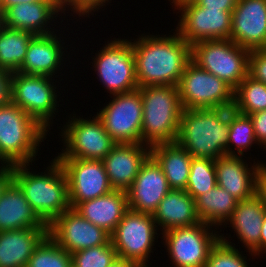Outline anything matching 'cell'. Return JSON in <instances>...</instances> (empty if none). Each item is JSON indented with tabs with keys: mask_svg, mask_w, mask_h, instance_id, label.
Returning <instances> with one entry per match:
<instances>
[{
	"mask_svg": "<svg viewBox=\"0 0 266 267\" xmlns=\"http://www.w3.org/2000/svg\"><path fill=\"white\" fill-rule=\"evenodd\" d=\"M132 41L138 88L179 84L186 65L191 61V45L176 30L168 37L166 34L142 33Z\"/></svg>",
	"mask_w": 266,
	"mask_h": 267,
	"instance_id": "6da1fadb",
	"label": "cell"
},
{
	"mask_svg": "<svg viewBox=\"0 0 266 267\" xmlns=\"http://www.w3.org/2000/svg\"><path fill=\"white\" fill-rule=\"evenodd\" d=\"M50 162L44 173L30 172L32 167L29 163L13 165V180L22 189L32 209L48 226L71 208L66 174L56 158Z\"/></svg>",
	"mask_w": 266,
	"mask_h": 267,
	"instance_id": "7a4b0ae2",
	"label": "cell"
},
{
	"mask_svg": "<svg viewBox=\"0 0 266 267\" xmlns=\"http://www.w3.org/2000/svg\"><path fill=\"white\" fill-rule=\"evenodd\" d=\"M232 109H183L176 142L195 158L216 160L226 155Z\"/></svg>",
	"mask_w": 266,
	"mask_h": 267,
	"instance_id": "3957f363",
	"label": "cell"
},
{
	"mask_svg": "<svg viewBox=\"0 0 266 267\" xmlns=\"http://www.w3.org/2000/svg\"><path fill=\"white\" fill-rule=\"evenodd\" d=\"M142 96V139L149 147L176 142L183 111L178 86L139 87Z\"/></svg>",
	"mask_w": 266,
	"mask_h": 267,
	"instance_id": "277c9868",
	"label": "cell"
},
{
	"mask_svg": "<svg viewBox=\"0 0 266 267\" xmlns=\"http://www.w3.org/2000/svg\"><path fill=\"white\" fill-rule=\"evenodd\" d=\"M47 135L48 131L18 105L0 106L1 165H33Z\"/></svg>",
	"mask_w": 266,
	"mask_h": 267,
	"instance_id": "5b68a950",
	"label": "cell"
},
{
	"mask_svg": "<svg viewBox=\"0 0 266 267\" xmlns=\"http://www.w3.org/2000/svg\"><path fill=\"white\" fill-rule=\"evenodd\" d=\"M250 52L230 39L202 40L191 46V60L235 90L249 74Z\"/></svg>",
	"mask_w": 266,
	"mask_h": 267,
	"instance_id": "8992f818",
	"label": "cell"
},
{
	"mask_svg": "<svg viewBox=\"0 0 266 267\" xmlns=\"http://www.w3.org/2000/svg\"><path fill=\"white\" fill-rule=\"evenodd\" d=\"M100 51V52H99ZM92 58L97 78L111 95L128 93L138 89L135 74L134 47L131 39L107 41ZM94 59V60H93Z\"/></svg>",
	"mask_w": 266,
	"mask_h": 267,
	"instance_id": "52a82bcc",
	"label": "cell"
},
{
	"mask_svg": "<svg viewBox=\"0 0 266 267\" xmlns=\"http://www.w3.org/2000/svg\"><path fill=\"white\" fill-rule=\"evenodd\" d=\"M94 116L84 119L83 116L76 117L75 113L69 117L60 134L65 147L55 158L102 161L107 156L117 143L106 132L102 121Z\"/></svg>",
	"mask_w": 266,
	"mask_h": 267,
	"instance_id": "ba28073f",
	"label": "cell"
},
{
	"mask_svg": "<svg viewBox=\"0 0 266 267\" xmlns=\"http://www.w3.org/2000/svg\"><path fill=\"white\" fill-rule=\"evenodd\" d=\"M54 81L51 77L21 72H13L12 76L11 102L18 105L48 132L51 130L53 117H56L55 112H59V95L55 90L58 88Z\"/></svg>",
	"mask_w": 266,
	"mask_h": 267,
	"instance_id": "9c48e42d",
	"label": "cell"
},
{
	"mask_svg": "<svg viewBox=\"0 0 266 267\" xmlns=\"http://www.w3.org/2000/svg\"><path fill=\"white\" fill-rule=\"evenodd\" d=\"M177 86L183 109H223L234 106V90L192 60L186 65Z\"/></svg>",
	"mask_w": 266,
	"mask_h": 267,
	"instance_id": "30bf717a",
	"label": "cell"
},
{
	"mask_svg": "<svg viewBox=\"0 0 266 267\" xmlns=\"http://www.w3.org/2000/svg\"><path fill=\"white\" fill-rule=\"evenodd\" d=\"M157 232L159 229L151 214L129 209L110 239L118 258L135 262L139 266L148 265L155 240L161 235Z\"/></svg>",
	"mask_w": 266,
	"mask_h": 267,
	"instance_id": "8fae6325",
	"label": "cell"
},
{
	"mask_svg": "<svg viewBox=\"0 0 266 267\" xmlns=\"http://www.w3.org/2000/svg\"><path fill=\"white\" fill-rule=\"evenodd\" d=\"M213 226L200 222L161 233L172 267H204L219 235Z\"/></svg>",
	"mask_w": 266,
	"mask_h": 267,
	"instance_id": "7c38bea8",
	"label": "cell"
},
{
	"mask_svg": "<svg viewBox=\"0 0 266 267\" xmlns=\"http://www.w3.org/2000/svg\"><path fill=\"white\" fill-rule=\"evenodd\" d=\"M112 96L96 116L117 144L141 143L143 110L140 89Z\"/></svg>",
	"mask_w": 266,
	"mask_h": 267,
	"instance_id": "4fadbf2b",
	"label": "cell"
},
{
	"mask_svg": "<svg viewBox=\"0 0 266 267\" xmlns=\"http://www.w3.org/2000/svg\"><path fill=\"white\" fill-rule=\"evenodd\" d=\"M176 32L189 45L202 40L230 39L232 11L200 7L197 3L183 5Z\"/></svg>",
	"mask_w": 266,
	"mask_h": 267,
	"instance_id": "5bb4252c",
	"label": "cell"
},
{
	"mask_svg": "<svg viewBox=\"0 0 266 267\" xmlns=\"http://www.w3.org/2000/svg\"><path fill=\"white\" fill-rule=\"evenodd\" d=\"M68 182L69 203L75 208L79 203L110 193L111 187L103 161L78 158H56Z\"/></svg>",
	"mask_w": 266,
	"mask_h": 267,
	"instance_id": "9a60e30c",
	"label": "cell"
},
{
	"mask_svg": "<svg viewBox=\"0 0 266 267\" xmlns=\"http://www.w3.org/2000/svg\"><path fill=\"white\" fill-rule=\"evenodd\" d=\"M48 234L70 254L110 240L108 232L87 221L73 208L63 212L48 226Z\"/></svg>",
	"mask_w": 266,
	"mask_h": 267,
	"instance_id": "2e32d148",
	"label": "cell"
},
{
	"mask_svg": "<svg viewBox=\"0 0 266 267\" xmlns=\"http://www.w3.org/2000/svg\"><path fill=\"white\" fill-rule=\"evenodd\" d=\"M170 190L160 165L149 155L141 165L133 184L126 190L128 208L153 215Z\"/></svg>",
	"mask_w": 266,
	"mask_h": 267,
	"instance_id": "e0dca14e",
	"label": "cell"
},
{
	"mask_svg": "<svg viewBox=\"0 0 266 267\" xmlns=\"http://www.w3.org/2000/svg\"><path fill=\"white\" fill-rule=\"evenodd\" d=\"M230 40L248 50L266 49V0H238Z\"/></svg>",
	"mask_w": 266,
	"mask_h": 267,
	"instance_id": "ac0fdd59",
	"label": "cell"
},
{
	"mask_svg": "<svg viewBox=\"0 0 266 267\" xmlns=\"http://www.w3.org/2000/svg\"><path fill=\"white\" fill-rule=\"evenodd\" d=\"M263 165L255 160L249 165L243 156H221L215 160L217 185L238 201L251 198L256 194V179Z\"/></svg>",
	"mask_w": 266,
	"mask_h": 267,
	"instance_id": "d6986e66",
	"label": "cell"
},
{
	"mask_svg": "<svg viewBox=\"0 0 266 267\" xmlns=\"http://www.w3.org/2000/svg\"><path fill=\"white\" fill-rule=\"evenodd\" d=\"M58 36L55 32L45 35H34L30 40L26 52V57L17 72L31 75L47 76L57 78L55 75L63 69V50L68 49L63 46V34ZM62 65V66H61ZM61 66V67H60ZM55 75V76H54Z\"/></svg>",
	"mask_w": 266,
	"mask_h": 267,
	"instance_id": "ffe728a7",
	"label": "cell"
},
{
	"mask_svg": "<svg viewBox=\"0 0 266 267\" xmlns=\"http://www.w3.org/2000/svg\"><path fill=\"white\" fill-rule=\"evenodd\" d=\"M150 147L142 143H118L102 160L111 187L126 191L134 182Z\"/></svg>",
	"mask_w": 266,
	"mask_h": 267,
	"instance_id": "44dd1931",
	"label": "cell"
},
{
	"mask_svg": "<svg viewBox=\"0 0 266 267\" xmlns=\"http://www.w3.org/2000/svg\"><path fill=\"white\" fill-rule=\"evenodd\" d=\"M58 15L62 17L58 2L22 3L9 7L2 13L3 26L30 31L34 35L50 34L58 30L53 27V23L56 24L54 18L57 20Z\"/></svg>",
	"mask_w": 266,
	"mask_h": 267,
	"instance_id": "7402d4cb",
	"label": "cell"
},
{
	"mask_svg": "<svg viewBox=\"0 0 266 267\" xmlns=\"http://www.w3.org/2000/svg\"><path fill=\"white\" fill-rule=\"evenodd\" d=\"M266 209L255 194L237 202L231 217L223 225H230L250 256H260V236ZM230 223V224H229Z\"/></svg>",
	"mask_w": 266,
	"mask_h": 267,
	"instance_id": "603a6c76",
	"label": "cell"
},
{
	"mask_svg": "<svg viewBox=\"0 0 266 267\" xmlns=\"http://www.w3.org/2000/svg\"><path fill=\"white\" fill-rule=\"evenodd\" d=\"M48 227L32 209L22 189L12 179L0 195V231Z\"/></svg>",
	"mask_w": 266,
	"mask_h": 267,
	"instance_id": "cb8c5ba5",
	"label": "cell"
},
{
	"mask_svg": "<svg viewBox=\"0 0 266 267\" xmlns=\"http://www.w3.org/2000/svg\"><path fill=\"white\" fill-rule=\"evenodd\" d=\"M47 235L48 227L0 231V267H26Z\"/></svg>",
	"mask_w": 266,
	"mask_h": 267,
	"instance_id": "d4e9b609",
	"label": "cell"
},
{
	"mask_svg": "<svg viewBox=\"0 0 266 267\" xmlns=\"http://www.w3.org/2000/svg\"><path fill=\"white\" fill-rule=\"evenodd\" d=\"M74 210L111 235L129 210L127 194L126 191L113 189L106 195L79 203Z\"/></svg>",
	"mask_w": 266,
	"mask_h": 267,
	"instance_id": "484cf974",
	"label": "cell"
},
{
	"mask_svg": "<svg viewBox=\"0 0 266 267\" xmlns=\"http://www.w3.org/2000/svg\"><path fill=\"white\" fill-rule=\"evenodd\" d=\"M152 216L162 233L201 222L196 212L195 199L185 190L171 189Z\"/></svg>",
	"mask_w": 266,
	"mask_h": 267,
	"instance_id": "4316f807",
	"label": "cell"
},
{
	"mask_svg": "<svg viewBox=\"0 0 266 267\" xmlns=\"http://www.w3.org/2000/svg\"><path fill=\"white\" fill-rule=\"evenodd\" d=\"M150 155L160 165L171 189L186 190L192 156L177 142L150 147Z\"/></svg>",
	"mask_w": 266,
	"mask_h": 267,
	"instance_id": "83f0119b",
	"label": "cell"
},
{
	"mask_svg": "<svg viewBox=\"0 0 266 267\" xmlns=\"http://www.w3.org/2000/svg\"><path fill=\"white\" fill-rule=\"evenodd\" d=\"M238 200L225 189L215 186L195 200L200 221L219 228L231 217Z\"/></svg>",
	"mask_w": 266,
	"mask_h": 267,
	"instance_id": "f1b7e54d",
	"label": "cell"
},
{
	"mask_svg": "<svg viewBox=\"0 0 266 267\" xmlns=\"http://www.w3.org/2000/svg\"><path fill=\"white\" fill-rule=\"evenodd\" d=\"M34 34L30 31L0 27V69L17 72L25 60L28 44Z\"/></svg>",
	"mask_w": 266,
	"mask_h": 267,
	"instance_id": "f546056e",
	"label": "cell"
},
{
	"mask_svg": "<svg viewBox=\"0 0 266 267\" xmlns=\"http://www.w3.org/2000/svg\"><path fill=\"white\" fill-rule=\"evenodd\" d=\"M253 144L258 145V142L251 118L232 109L229 112V134L226 155L244 156V153L248 152ZM231 146H234V150Z\"/></svg>",
	"mask_w": 266,
	"mask_h": 267,
	"instance_id": "4dcf8cb0",
	"label": "cell"
},
{
	"mask_svg": "<svg viewBox=\"0 0 266 267\" xmlns=\"http://www.w3.org/2000/svg\"><path fill=\"white\" fill-rule=\"evenodd\" d=\"M233 109L243 115L266 110V84L248 74L234 90Z\"/></svg>",
	"mask_w": 266,
	"mask_h": 267,
	"instance_id": "1f68e13d",
	"label": "cell"
},
{
	"mask_svg": "<svg viewBox=\"0 0 266 267\" xmlns=\"http://www.w3.org/2000/svg\"><path fill=\"white\" fill-rule=\"evenodd\" d=\"M217 186L215 160L192 157L186 192L195 200Z\"/></svg>",
	"mask_w": 266,
	"mask_h": 267,
	"instance_id": "d6a6232c",
	"label": "cell"
},
{
	"mask_svg": "<svg viewBox=\"0 0 266 267\" xmlns=\"http://www.w3.org/2000/svg\"><path fill=\"white\" fill-rule=\"evenodd\" d=\"M26 267H72L71 254L48 234L32 253Z\"/></svg>",
	"mask_w": 266,
	"mask_h": 267,
	"instance_id": "836d02e7",
	"label": "cell"
},
{
	"mask_svg": "<svg viewBox=\"0 0 266 267\" xmlns=\"http://www.w3.org/2000/svg\"><path fill=\"white\" fill-rule=\"evenodd\" d=\"M219 234V240L212 247L204 267H250L247 257L242 254L243 251L240 252L234 243L228 241L229 236L224 237L220 232Z\"/></svg>",
	"mask_w": 266,
	"mask_h": 267,
	"instance_id": "e575fe53",
	"label": "cell"
},
{
	"mask_svg": "<svg viewBox=\"0 0 266 267\" xmlns=\"http://www.w3.org/2000/svg\"><path fill=\"white\" fill-rule=\"evenodd\" d=\"M117 258L111 239L106 244L71 254L72 267H109Z\"/></svg>",
	"mask_w": 266,
	"mask_h": 267,
	"instance_id": "d590c367",
	"label": "cell"
},
{
	"mask_svg": "<svg viewBox=\"0 0 266 267\" xmlns=\"http://www.w3.org/2000/svg\"><path fill=\"white\" fill-rule=\"evenodd\" d=\"M111 1L112 0H57L63 15L65 14L66 16L65 12L70 9L73 14L79 16V19L81 16L89 17L90 14L94 15V12H98L100 7L103 8V6L106 4L108 5Z\"/></svg>",
	"mask_w": 266,
	"mask_h": 267,
	"instance_id": "8d00e7d4",
	"label": "cell"
},
{
	"mask_svg": "<svg viewBox=\"0 0 266 267\" xmlns=\"http://www.w3.org/2000/svg\"><path fill=\"white\" fill-rule=\"evenodd\" d=\"M249 75L255 80L266 84V49L251 50Z\"/></svg>",
	"mask_w": 266,
	"mask_h": 267,
	"instance_id": "74e56055",
	"label": "cell"
},
{
	"mask_svg": "<svg viewBox=\"0 0 266 267\" xmlns=\"http://www.w3.org/2000/svg\"><path fill=\"white\" fill-rule=\"evenodd\" d=\"M253 123L254 133L258 145L266 148V110L258 111L248 115Z\"/></svg>",
	"mask_w": 266,
	"mask_h": 267,
	"instance_id": "f35d334b",
	"label": "cell"
},
{
	"mask_svg": "<svg viewBox=\"0 0 266 267\" xmlns=\"http://www.w3.org/2000/svg\"><path fill=\"white\" fill-rule=\"evenodd\" d=\"M13 72L0 69V106L11 103Z\"/></svg>",
	"mask_w": 266,
	"mask_h": 267,
	"instance_id": "ab89813d",
	"label": "cell"
},
{
	"mask_svg": "<svg viewBox=\"0 0 266 267\" xmlns=\"http://www.w3.org/2000/svg\"><path fill=\"white\" fill-rule=\"evenodd\" d=\"M238 0H198L196 2L200 7L222 9L224 11H233Z\"/></svg>",
	"mask_w": 266,
	"mask_h": 267,
	"instance_id": "60d3db41",
	"label": "cell"
},
{
	"mask_svg": "<svg viewBox=\"0 0 266 267\" xmlns=\"http://www.w3.org/2000/svg\"><path fill=\"white\" fill-rule=\"evenodd\" d=\"M256 195L266 209V164L263 165L256 179Z\"/></svg>",
	"mask_w": 266,
	"mask_h": 267,
	"instance_id": "b9f144b4",
	"label": "cell"
},
{
	"mask_svg": "<svg viewBox=\"0 0 266 267\" xmlns=\"http://www.w3.org/2000/svg\"><path fill=\"white\" fill-rule=\"evenodd\" d=\"M13 179V165H0V195Z\"/></svg>",
	"mask_w": 266,
	"mask_h": 267,
	"instance_id": "7bdbcfd3",
	"label": "cell"
},
{
	"mask_svg": "<svg viewBox=\"0 0 266 267\" xmlns=\"http://www.w3.org/2000/svg\"><path fill=\"white\" fill-rule=\"evenodd\" d=\"M36 2H57V0H0V9L3 13L7 8L22 4V3H36Z\"/></svg>",
	"mask_w": 266,
	"mask_h": 267,
	"instance_id": "ee69618b",
	"label": "cell"
},
{
	"mask_svg": "<svg viewBox=\"0 0 266 267\" xmlns=\"http://www.w3.org/2000/svg\"><path fill=\"white\" fill-rule=\"evenodd\" d=\"M266 254V214L263 219L260 236V254Z\"/></svg>",
	"mask_w": 266,
	"mask_h": 267,
	"instance_id": "f6af8a7d",
	"label": "cell"
},
{
	"mask_svg": "<svg viewBox=\"0 0 266 267\" xmlns=\"http://www.w3.org/2000/svg\"><path fill=\"white\" fill-rule=\"evenodd\" d=\"M135 262L117 258L109 267H138Z\"/></svg>",
	"mask_w": 266,
	"mask_h": 267,
	"instance_id": "bcb514c9",
	"label": "cell"
},
{
	"mask_svg": "<svg viewBox=\"0 0 266 267\" xmlns=\"http://www.w3.org/2000/svg\"><path fill=\"white\" fill-rule=\"evenodd\" d=\"M168 1H172L171 3L173 4L172 7H174V9H178L183 5H188L191 3H196L198 2V0H168Z\"/></svg>",
	"mask_w": 266,
	"mask_h": 267,
	"instance_id": "7dc6e473",
	"label": "cell"
},
{
	"mask_svg": "<svg viewBox=\"0 0 266 267\" xmlns=\"http://www.w3.org/2000/svg\"><path fill=\"white\" fill-rule=\"evenodd\" d=\"M3 25V16H2V12L0 9V27Z\"/></svg>",
	"mask_w": 266,
	"mask_h": 267,
	"instance_id": "c3c4849f",
	"label": "cell"
},
{
	"mask_svg": "<svg viewBox=\"0 0 266 267\" xmlns=\"http://www.w3.org/2000/svg\"><path fill=\"white\" fill-rule=\"evenodd\" d=\"M138 267H150V265H141V266H138Z\"/></svg>",
	"mask_w": 266,
	"mask_h": 267,
	"instance_id": "681fc988",
	"label": "cell"
}]
</instances>
